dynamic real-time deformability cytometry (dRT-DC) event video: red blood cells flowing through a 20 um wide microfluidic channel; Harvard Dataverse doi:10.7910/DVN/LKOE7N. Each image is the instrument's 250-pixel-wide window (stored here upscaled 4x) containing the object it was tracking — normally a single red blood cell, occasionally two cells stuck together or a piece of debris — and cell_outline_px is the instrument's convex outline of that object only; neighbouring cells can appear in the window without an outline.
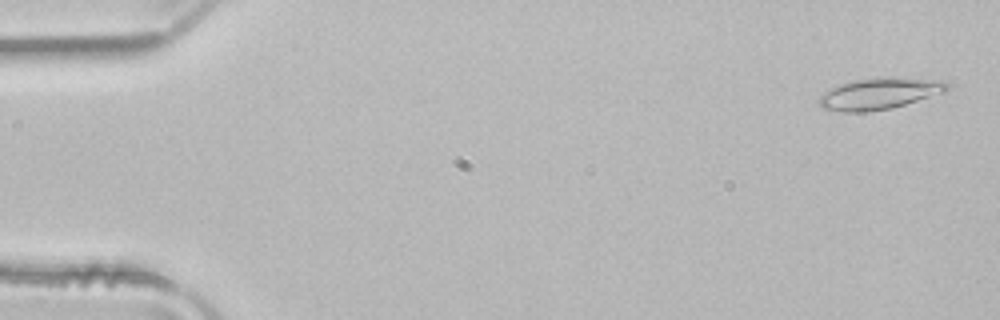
{"species": "common noctule bat (a hibernating species)", "species_latin": "Nyctalus noctula", "temperature_condition": "room temperature", "stored_images_in_passage": 50, "camera_frame_rate_fps": 3000, "um_per_image_px": 0.085, "animal": {"sex": "male", "body_mass_g": 21.5, "forearm_length_mm": 52.0}, "frame": {"image": 1, "passage_image": 1, "time_ms": 0.0, "image_size_px": [1000, 320], "cell_outline_px": [[948, 92], [892, 108], [868, 112], [844, 112], [820, 108], [816, 100], [824, 92], [840, 84], [856, 80], [888, 76], [896, 76], [940, 80], [948, 84]], "centroid_in_image_um": [74.77, 7.96], "position_along_channel_um": 10.2, "area_um2": 23.87}}
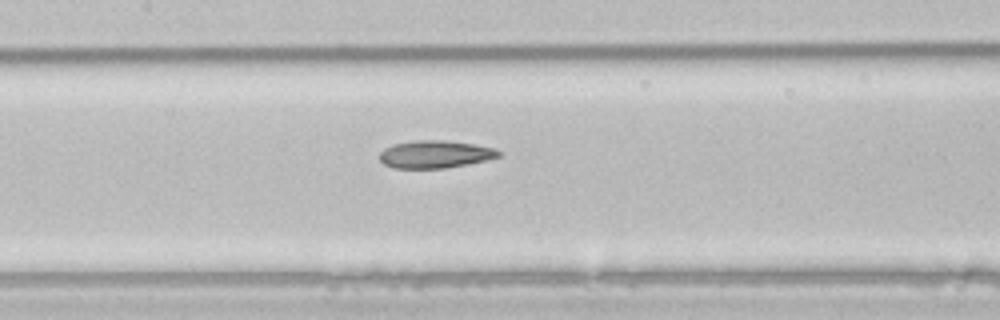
{"frame": {"image": 2, "passage_image": 23, "time_ms": 7.333, "image_size_px": [1000, 320], "cell_outline_px": [[500, 156], [484, 160], [444, 168], [392, 168], [384, 164], [380, 160], [380, 152], [384, 148], [392, 144], [416, 140], [444, 140], [476, 144], [492, 148], [500, 152]], "centroid_in_image_um": [36.92, 13.1], "position_along_channel_um": 170.5, "area_um2": 18.96}}
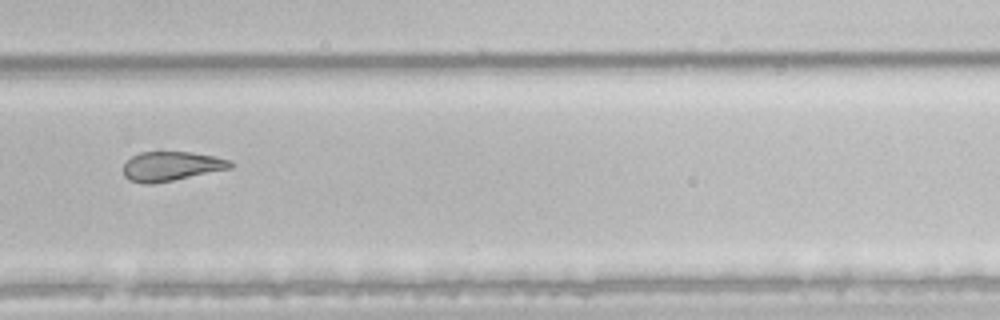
{"frame": {"image": 3, "passage_image": 34, "time_ms": 11.0, "image_size_px": [1000, 320], "cell_outline_px": [[232, 168], [152, 184], [144, 184], [128, 180], [124, 176], [124, 164], [132, 156], [140, 152], [192, 152], [216, 156], [232, 160]], "centroid_in_image_um": [14.57, 14.12], "position_along_channel_um": 315.2, "area_um2": 18.32}, "authors_computed_cell_mechanics": {"area_um2": 20.808, "velocity_mm_per_s": 3.9725, "shape_relaxation_time_tau1_ms": 9.8084, "shape_relaxation_time_tau2_ms": 4.7465, "deformation_change_tau1": 0.2277, "deformation_change_tau2": 0.1393}}